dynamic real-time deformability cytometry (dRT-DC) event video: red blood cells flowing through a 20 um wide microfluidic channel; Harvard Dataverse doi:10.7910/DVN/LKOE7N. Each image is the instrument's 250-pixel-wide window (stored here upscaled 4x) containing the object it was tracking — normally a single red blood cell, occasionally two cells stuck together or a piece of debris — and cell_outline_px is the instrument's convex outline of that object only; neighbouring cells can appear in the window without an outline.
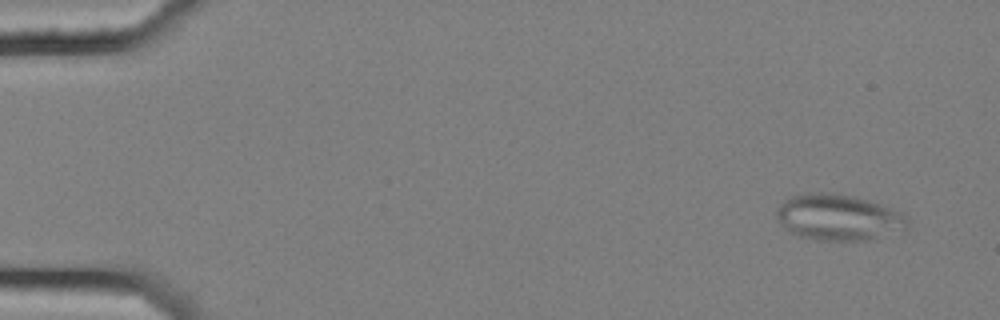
{"species": "common noctule bat (a hibernating species)", "species_latin": "Nyctalus noctula", "temperature_condition": "cold", "stored_images_in_passage": 7, "camera_frame_rate_fps": 3000, "um_per_image_px": 0.085, "animal": {"sex": "female", "body_mass_g": 25.1}, "frame": {"image": 1, "passage_image": 2, "time_ms": 0.333, "image_size_px": [1000, 320], "cell_outline_px": [[908, 220], [904, 228], [868, 240], [816, 240], [800, 236], [788, 232], [784, 228], [776, 216], [776, 212], [780, 204], [784, 200], [792, 196], [804, 192], [824, 192], [852, 196], [880, 204], [900, 212], [908, 216]], "centroid_in_image_um": [71.19, 18.46], "position_along_channel_um": 13.8, "area_um2": 34.8}}
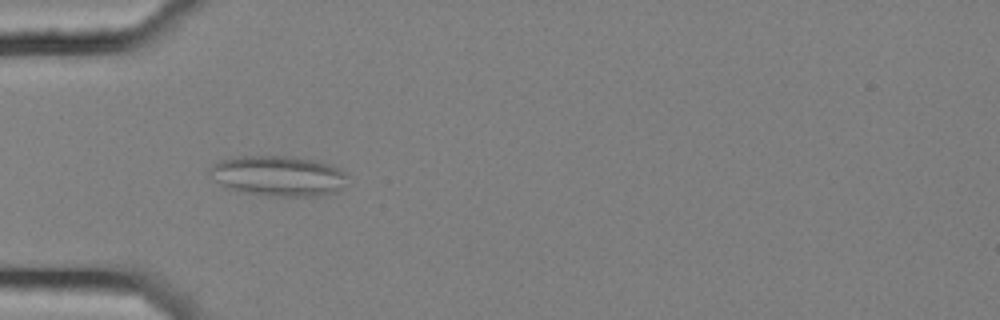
{"frame": {"image": 2, "passage_image": 6, "time_ms": 1.667, "image_size_px": [1000, 320], "cell_outline_px": [[348, 176], [340, 192], [320, 196], [272, 196], [244, 192], [224, 188], [208, 172], [208, 168], [212, 164], [220, 160], [240, 156], [288, 156], [312, 160], [328, 164], [340, 168]], "centroid_in_image_um": [23.66, 14.96], "position_along_channel_um": 61.3, "area_um2": 32.6}}